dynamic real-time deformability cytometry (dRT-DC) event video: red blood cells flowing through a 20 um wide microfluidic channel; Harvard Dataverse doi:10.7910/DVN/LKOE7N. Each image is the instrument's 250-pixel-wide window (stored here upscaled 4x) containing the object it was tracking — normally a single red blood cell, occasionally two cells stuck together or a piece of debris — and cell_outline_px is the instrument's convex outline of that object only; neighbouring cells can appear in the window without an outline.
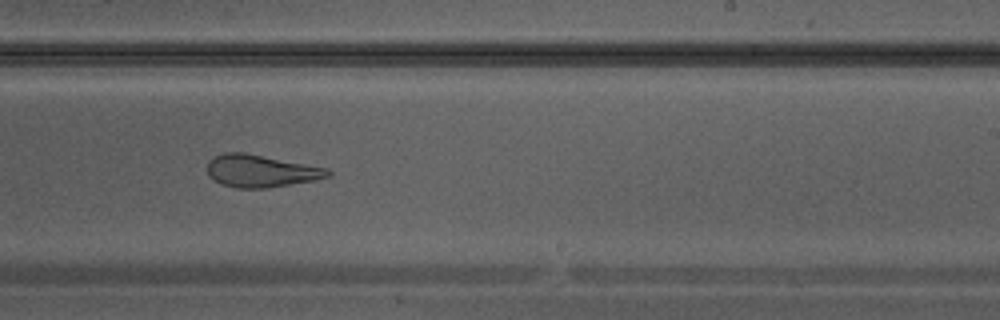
{"species": "Egyptian fruit bat (a non-hibernating species)", "species_latin": "Rousettus aegyptiacus", "temperature_condition": "warm", "stored_images_in_passage": 32, "camera_frame_rate_fps": 3000, "um_per_image_px": 0.085, "animal": {"sex": "male"}, "frame": {"image": 1, "passage_image": 19, "time_ms": 6.0, "image_size_px": [1000, 320], "cell_outline_px": [[332, 176], [316, 180], [264, 188], [236, 188], [220, 184], [212, 180], [208, 176], [208, 160], [212, 156], [224, 152], [244, 152], [328, 168], [332, 172]], "centroid_in_image_um": [22.15, 14.53], "position_along_channel_um": 266.9, "area_um2": 23.0}}